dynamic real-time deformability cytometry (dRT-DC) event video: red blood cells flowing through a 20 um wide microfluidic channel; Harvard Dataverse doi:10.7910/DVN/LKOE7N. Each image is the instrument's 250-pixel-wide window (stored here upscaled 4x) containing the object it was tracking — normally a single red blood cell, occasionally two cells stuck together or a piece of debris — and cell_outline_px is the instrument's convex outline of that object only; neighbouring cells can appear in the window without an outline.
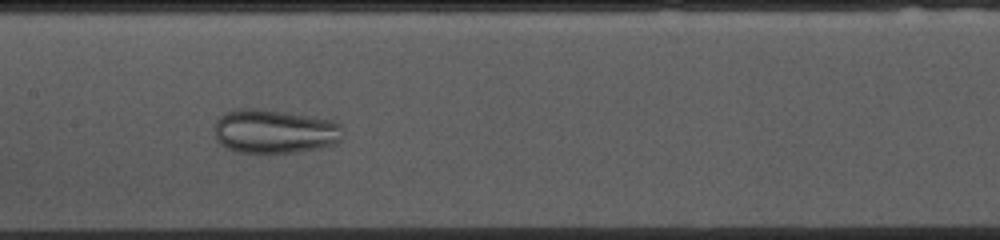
{"species": "common noctule bat (a hibernating species)", "species_latin": "Nyctalus noctula", "temperature_condition": "cold", "stored_images_in_passage": 52, "camera_frame_rate_fps": 3000, "um_per_image_px": 0.085, "animal": {"sex": "female", "body_mass_g": 10.0, "forearm_length_mm": 53.1}, "frame": {"image": 1, "passage_image": 24, "time_ms": 7.667, "image_size_px": [1000, 240], "cell_outline_px": [[344, 132], [340, 140], [336, 144], [320, 148], [296, 152], [236, 152], [220, 144], [216, 140], [212, 128], [216, 120], [220, 116], [236, 108], [260, 108], [288, 112], [332, 120], [340, 124]], "centroid_in_image_um": [23.32, 11.15], "position_along_channel_um": 184.1, "area_um2": 33.35}}
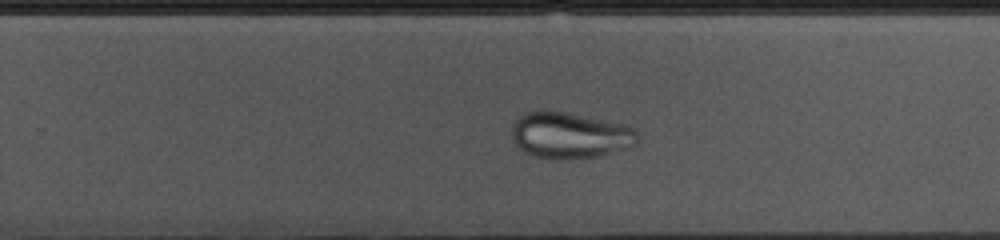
{"frame": {"image": 2, "passage_image": 32, "time_ms": 10.333, "image_size_px": [1000, 240], "cell_outline_px": [[636, 144], [612, 152], [596, 156], [568, 160], [552, 160], [536, 156], [524, 152], [516, 144], [512, 136], [512, 124], [520, 116], [528, 112], [544, 108], [624, 124], [636, 128]], "centroid_in_image_um": [48.39, 11.49], "position_along_channel_um": 281.4, "area_um2": 33.93}}
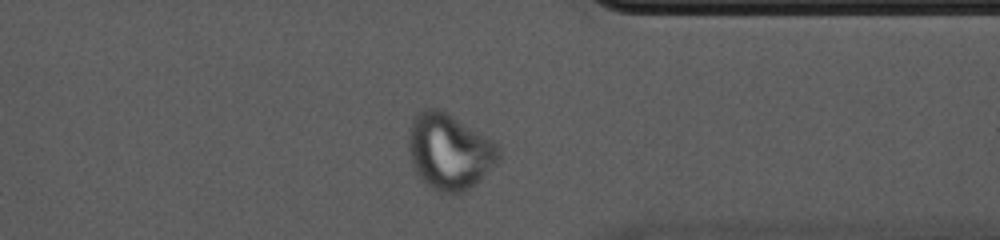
{"frame": {"image": 3, "passage_image": 40, "time_ms": 13.0, "image_size_px": [1000, 240], "cell_outline_px": [[500, 160], [476, 184], [464, 192], [440, 192], [432, 188], [416, 172], [412, 164], [408, 148], [408, 132], [412, 120], [416, 112], [424, 108], [440, 108], [480, 132], [496, 144], [500, 152]], "centroid_in_image_um": [38.18, 12.85], "position_along_channel_um": 373.2, "area_um2": 39.82}}